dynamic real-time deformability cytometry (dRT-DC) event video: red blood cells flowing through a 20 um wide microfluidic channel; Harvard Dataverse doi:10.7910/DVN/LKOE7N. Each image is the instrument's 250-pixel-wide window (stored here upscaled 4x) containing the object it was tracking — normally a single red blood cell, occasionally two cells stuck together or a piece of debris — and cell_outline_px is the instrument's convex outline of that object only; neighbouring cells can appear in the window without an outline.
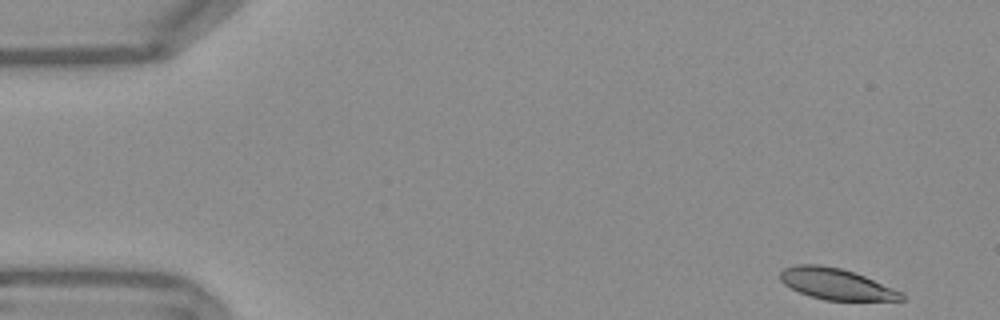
{"species": "Egyptian fruit bat (a non-hibernating species)", "species_latin": "Rousettus aegyptiacus", "temperature_condition": "warm", "stored_images_in_passage": 51, "camera_frame_rate_fps": 3000, "um_per_image_px": 0.085, "frame": {"image": 1, "passage_image": 1, "time_ms": 0.0, "image_size_px": [1000, 320], "cell_outline_px": [[904, 300], [824, 300], [800, 292], [784, 284], [780, 280], [780, 272], [784, 268], [796, 264], [820, 264], [840, 268], [864, 276], [904, 292]], "centroid_in_image_um": [71.08, 24.13], "position_along_channel_um": 13.9, "area_um2": 21.85}}
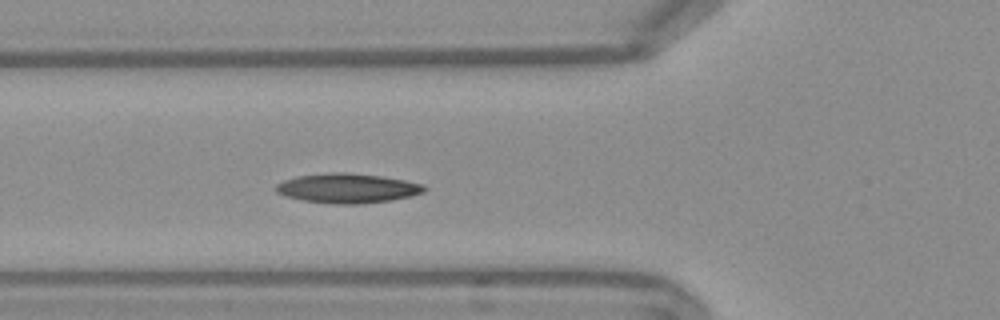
{"frame": {"image": 2, "passage_image": 17, "time_ms": 5.333, "image_size_px": [1000, 320], "cell_outline_px": [[428, 188], [424, 192], [412, 196], [392, 200], [360, 204], [332, 204], [304, 200], [284, 196], [276, 192], [276, 184], [284, 180], [300, 176], [332, 172], [348, 172], [380, 176], [404, 180], [424, 184]], "centroid_in_image_um": [29.57, 16.0], "position_along_channel_um": 96.2, "area_um2": 25.61}}
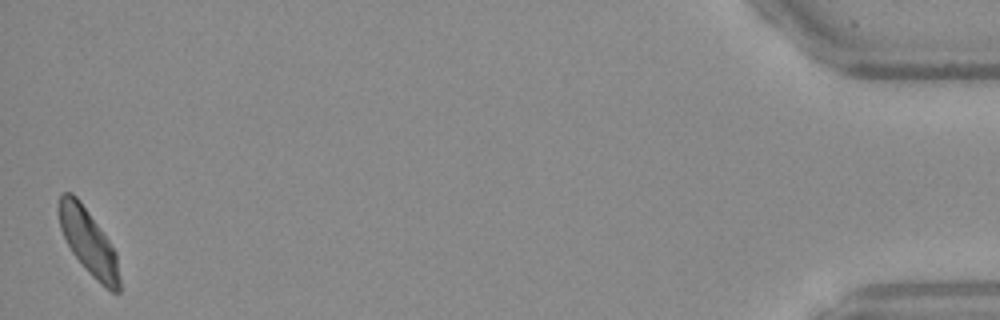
{"frame": {"image": 3, "passage_image": 51, "time_ms": 16.667, "image_size_px": [1000, 320], "cell_outline_px": [[120, 292], [112, 292], [100, 284], [88, 272], [72, 252], [60, 228], [56, 208], [60, 196], [64, 192], [72, 192], [80, 200], [108, 240], [116, 252], [120, 280]], "centroid_in_image_um": [7.5, 20.55], "position_along_channel_um": 427.7, "area_um2": 23.06}, "authors_computed_cell_mechanics": {"area_um2": 23.5246, "velocity_mm_per_s": 3.7392, "shape_relaxation_time_tau1_ms": 7.8692, "shape_relaxation_time_tau2_ms": 4.353, "deformation_change_tau1": 0.1878, "deformation_change_tau2": 0.1119}}